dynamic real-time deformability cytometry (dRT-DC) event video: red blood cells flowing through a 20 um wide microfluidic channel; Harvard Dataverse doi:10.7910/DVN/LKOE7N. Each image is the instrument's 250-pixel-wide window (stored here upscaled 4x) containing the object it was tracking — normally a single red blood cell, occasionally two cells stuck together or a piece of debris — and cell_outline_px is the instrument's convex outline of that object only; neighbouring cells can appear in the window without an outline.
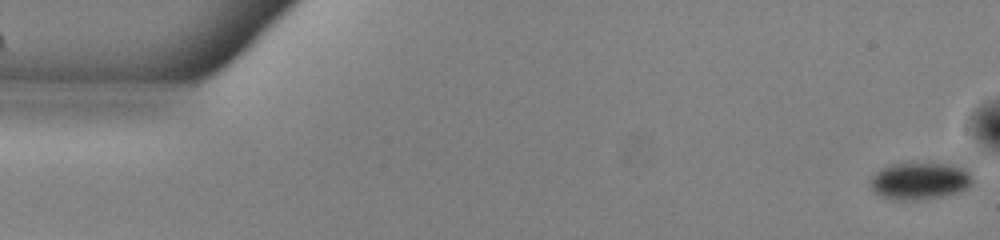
{"species": "common noctule bat (a hibernating species)", "species_latin": "Nyctalus noctula", "temperature_condition": "warm", "stored_images_in_passage": 52, "camera_frame_rate_fps": 3000, "um_per_image_px": 0.085, "animal": {"sex": "male", "body_mass_g": 13.0, "forearm_length_mm": 53.1}, "frame": {"image": 1, "passage_image": 1, "time_ms": 0.0, "image_size_px": [1000, 240], "cell_outline_px": [[972, 184], [960, 192], [940, 196], [916, 200], [888, 200], [880, 196], [872, 188], [872, 176], [876, 172], [892, 164], [940, 164], [968, 168], [972, 180]], "centroid_in_image_um": [78.19, 15.4], "position_along_channel_um": 6.8, "area_um2": 21.73}}
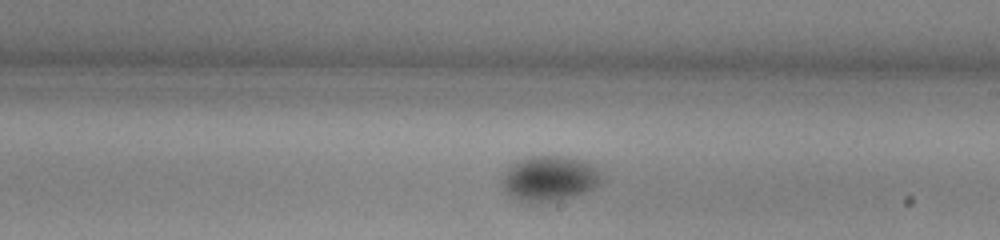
{"frame": {"image": 2, "passage_image": 30, "time_ms": 9.667, "image_size_px": [1000, 240], "cell_outline_px": [[600, 180], [592, 188], [576, 196], [556, 200], [532, 204], [528, 204], [504, 192], [504, 176], [512, 164], [520, 160], [532, 156], [560, 156], [592, 164], [600, 172]], "centroid_in_image_um": [46.68, 15.2], "position_along_channel_um": 242.3, "area_um2": 25.55}}
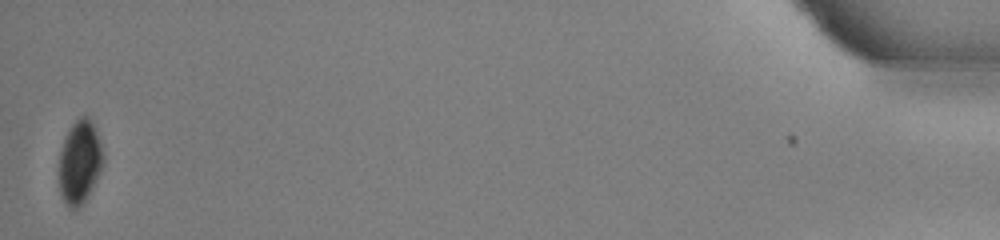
{"frame": {"image": 3, "passage_image": 52, "time_ms": 17.0, "image_size_px": [1000, 240], "cell_outline_px": [[104, 164], [88, 196], [76, 208], [68, 208], [64, 204], [60, 192], [60, 152], [64, 140], [72, 124], [80, 116], [88, 116], [96, 132], [104, 156]], "centroid_in_image_um": [6.78, 13.79], "position_along_channel_um": 428.4, "area_um2": 21.04}}